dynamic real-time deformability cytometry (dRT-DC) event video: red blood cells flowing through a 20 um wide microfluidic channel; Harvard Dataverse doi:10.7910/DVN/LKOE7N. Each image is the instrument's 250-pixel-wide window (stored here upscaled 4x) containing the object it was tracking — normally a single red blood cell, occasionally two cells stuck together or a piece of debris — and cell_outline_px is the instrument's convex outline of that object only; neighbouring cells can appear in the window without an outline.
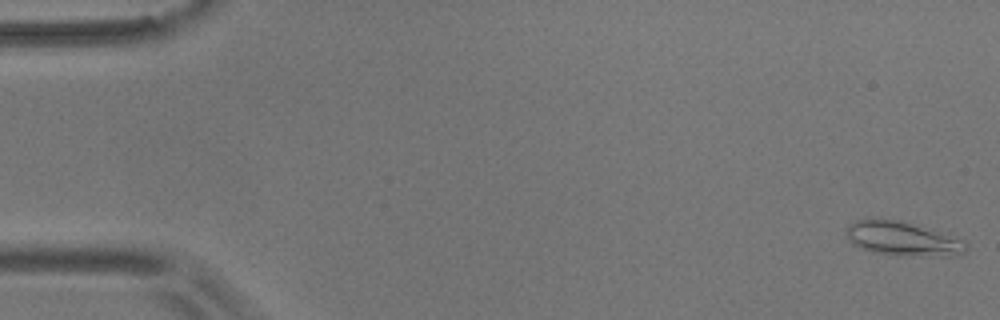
{"species": "common noctule bat (a hibernating species)", "species_latin": "Nyctalus noctula", "temperature_condition": "room temperature", "stored_images_in_passage": 54, "camera_frame_rate_fps": 3000, "um_per_image_px": 0.085, "animal": {"sex": "male", "body_mass_g": 17.9}, "frame": {"image": 1, "passage_image": 1, "time_ms": 0.0, "image_size_px": [1000, 320], "cell_outline_px": [[968, 244], [964, 252], [960, 256], [944, 256], [872, 252], [852, 244], [848, 240], [848, 224], [856, 220], [900, 220], [920, 224], [960, 240]], "centroid_in_image_um": [76.75, 20.28], "position_along_channel_um": 8.3, "area_um2": 23.18}}
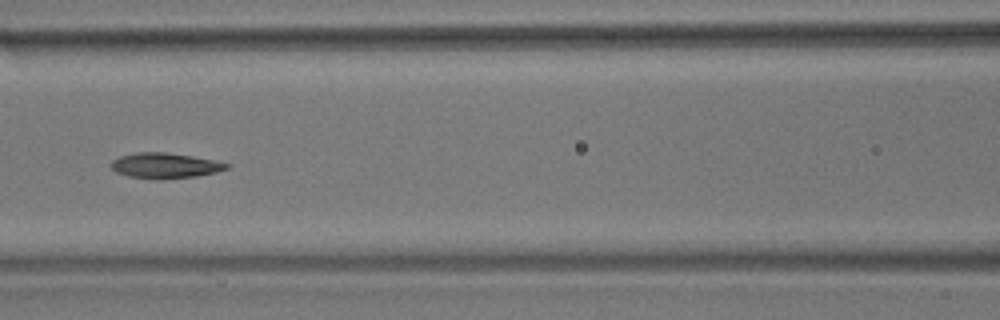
{"frame": {"image": 2, "passage_image": 24, "time_ms": 7.667, "image_size_px": [1000, 320], "cell_outline_px": [[232, 164], [228, 168], [216, 172], [196, 176], [160, 180], [156, 180], [128, 176], [116, 172], [108, 164], [112, 160], [120, 156], [136, 152], [164, 152], [192, 156]], "centroid_in_image_um": [13.99, 14.08], "position_along_channel_um": 152.6, "area_um2": 17.22}}
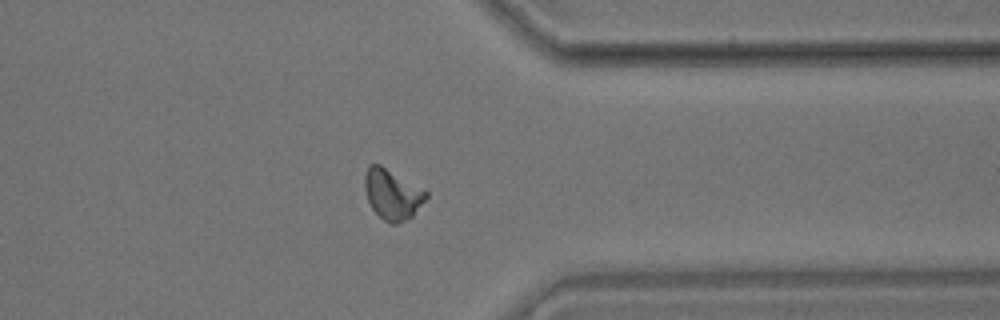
{"frame": {"image": 3, "passage_image": 43, "time_ms": 14.0, "image_size_px": [1000, 320], "cell_outline_px": [[428, 196], [412, 216], [396, 224], [392, 224], [384, 220], [372, 208], [368, 200], [364, 188], [364, 176], [368, 168], [372, 164], [380, 164], [428, 192]], "centroid_in_image_um": [33.33, 16.51], "position_along_channel_um": 378.1, "area_um2": 17.63}, "authors_computed_cell_mechanics": {"area_um2": 17.1088, "velocity_mm_per_s": 3.6631, "shape_relaxation_time_tau1_ms": 4.1425, "shape_relaxation_time_tau2_ms": 3.1366, "deformation_change_tau1": 0.168, "deformation_change_tau2": 0.0859}}